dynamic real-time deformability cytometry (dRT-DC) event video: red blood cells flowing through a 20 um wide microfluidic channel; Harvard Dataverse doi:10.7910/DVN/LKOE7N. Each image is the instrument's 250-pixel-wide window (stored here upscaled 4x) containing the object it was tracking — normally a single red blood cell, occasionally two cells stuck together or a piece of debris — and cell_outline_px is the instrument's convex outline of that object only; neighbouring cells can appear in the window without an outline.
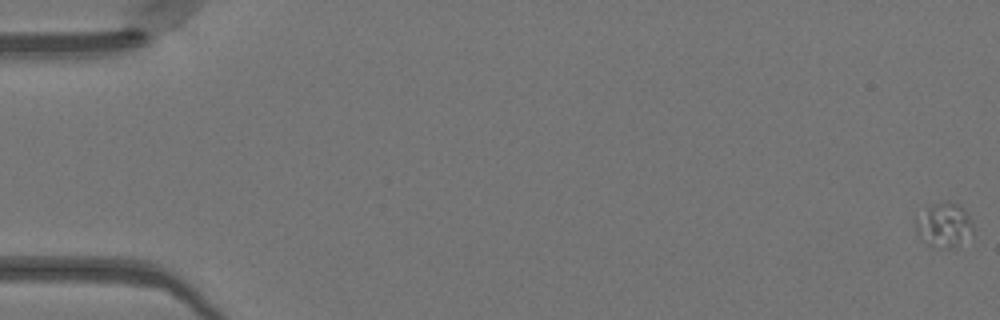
{"species": "Egyptian fruit bat (a non-hibernating species)", "species_latin": "Rousettus aegyptiacus", "temperature_condition": "warm", "stored_images_in_passage": 52, "segment_of_instrument_passage": [1, 2], "camera_frame_rate_fps": 3000, "um_per_image_px": 0.085, "animal": {"sex": "female"}, "frame": {"image": 1, "passage_image": 1, "time_ms": 0.0, "image_size_px": [1000, 320], "cell_outline_px": [[972, 232], [956, 248], [932, 248], [928, 244], [916, 228], [916, 220], [928, 208], [936, 204], [948, 200], [964, 208], [972, 224]], "centroid_in_image_um": [80.28, 19.15], "position_along_channel_um": 4.7, "area_um2": 14.28}}
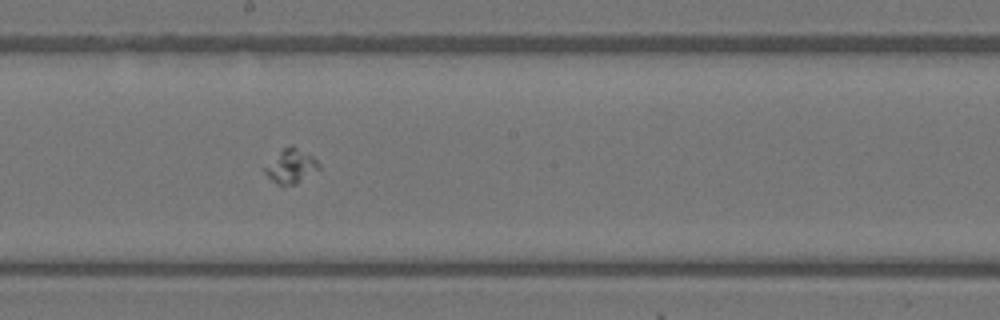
{"frame": {"image": 2, "passage_image": 29, "time_ms": 9.333, "image_size_px": [1000, 320], "cell_outline_px": [[320, 168], [296, 184], [276, 184], [264, 172], [264, 168], [284, 148], [292, 144], [312, 156], [320, 164]], "centroid_in_image_um": [24.76, 14.12], "position_along_channel_um": 223.4, "area_um2": 10.35}}
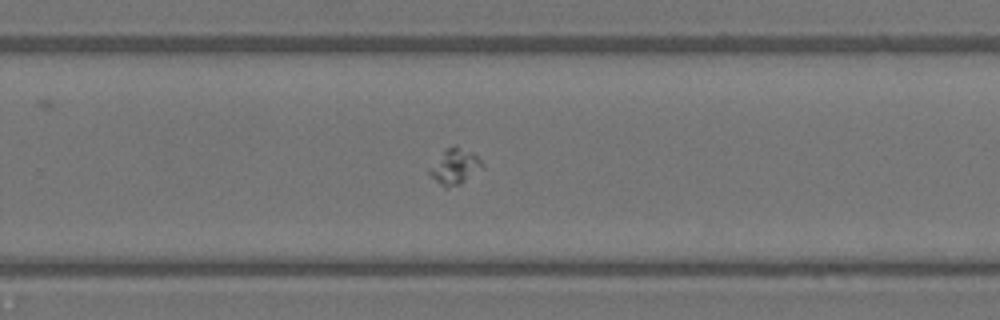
{"frame": {"image": 3, "passage_image": 34, "time_ms": 11.0, "image_size_px": [1000, 320], "cell_outline_px": [[484, 164], [460, 184], [440, 184], [428, 172], [428, 168], [452, 144], [456, 144], [472, 152]], "centroid_in_image_um": [38.65, 14.08], "position_along_channel_um": 291.2, "area_um2": 10.17}}